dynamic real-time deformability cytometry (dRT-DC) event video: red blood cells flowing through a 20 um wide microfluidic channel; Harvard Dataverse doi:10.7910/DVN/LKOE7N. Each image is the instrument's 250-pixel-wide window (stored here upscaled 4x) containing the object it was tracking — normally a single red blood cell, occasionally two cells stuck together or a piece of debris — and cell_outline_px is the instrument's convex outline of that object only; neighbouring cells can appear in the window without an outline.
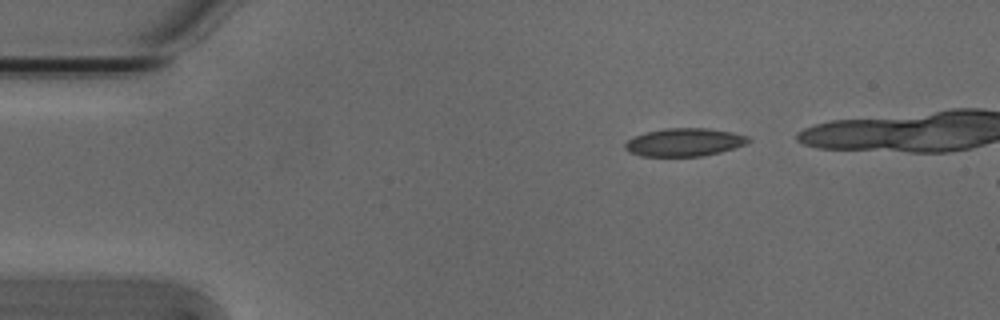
{"species": "Egyptian fruit bat (a non-hibernating species)", "species_latin": "Rousettus aegyptiacus", "temperature_condition": "cold", "stored_images_in_passage": 7, "camera_frame_rate_fps": 3000, "um_per_image_px": 0.085, "animal": {"sex": "male"}, "frame": {"image": 1, "passage_image": 1, "time_ms": 0.0, "image_size_px": [1000, 320], "cell_outline_px": [[752, 140], [748, 144], [720, 152], [704, 156], [640, 156], [628, 152], [624, 148], [624, 144], [628, 140], [636, 136], [648, 132], [664, 128], [708, 128], [732, 132], [748, 136]], "centroid_in_image_um": [58.2, 12.09], "position_along_channel_um": 26.8, "area_um2": 20.23}}